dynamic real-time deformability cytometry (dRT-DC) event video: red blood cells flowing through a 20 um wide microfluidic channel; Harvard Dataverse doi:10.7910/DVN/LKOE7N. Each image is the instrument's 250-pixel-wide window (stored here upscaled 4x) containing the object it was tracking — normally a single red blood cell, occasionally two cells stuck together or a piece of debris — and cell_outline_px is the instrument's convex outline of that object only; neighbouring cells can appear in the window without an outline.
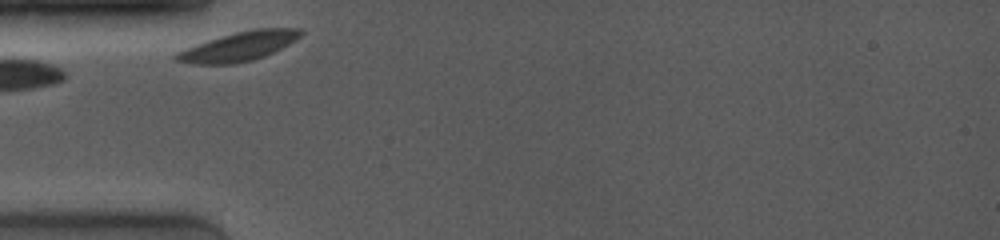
{"species": "common noctule bat (a hibernating species)", "species_latin": "Nyctalus noctula", "temperature_condition": "room temperature", "stored_images_in_passage": 3, "camera_frame_rate_fps": 4000, "um_per_image_px": 0.085, "animal": {"sex": "female", "body_mass_g": 19.0, "forearm_length_mm": 53.3}, "frame": {"image": 1, "passage_image": 1, "time_ms": 0.0, "image_size_px": [1000, 240], "cell_outline_px": [[304, 32], [300, 36], [288, 44], [264, 56], [252, 60], [232, 64], [192, 64], [176, 60], [172, 56], [176, 52], [196, 44], [220, 36], [252, 28], [304, 28]], "centroid_in_image_um": [20.29, 3.93], "position_along_channel_um": 64.7, "area_um2": 21.1}}